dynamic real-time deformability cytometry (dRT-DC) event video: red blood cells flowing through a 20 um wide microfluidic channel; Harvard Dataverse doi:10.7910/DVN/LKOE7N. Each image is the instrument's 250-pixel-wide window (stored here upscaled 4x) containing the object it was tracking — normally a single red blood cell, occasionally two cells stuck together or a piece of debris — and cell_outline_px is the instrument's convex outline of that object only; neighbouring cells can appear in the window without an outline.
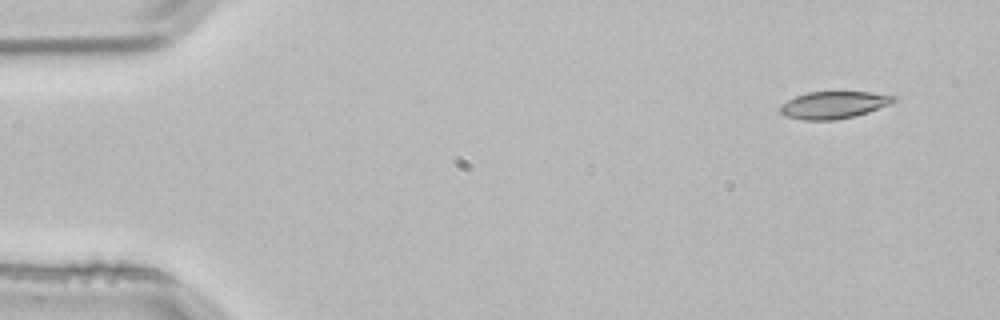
{"species": "common noctule bat (a hibernating species)", "species_latin": "Nyctalus noctula", "temperature_condition": "room temperature", "stored_images_in_passage": 3, "camera_frame_rate_fps": 3000, "um_per_image_px": 0.085, "animal": {"sex": "male", "body_mass_g": 21.5, "forearm_length_mm": 52.0}, "frame": {"image": 1, "passage_image": 1, "time_ms": 0.0, "image_size_px": [1000, 320], "cell_outline_px": [[896, 100], [892, 104], [868, 112], [836, 120], [804, 120], [784, 116], [780, 112], [780, 104], [796, 96], [808, 92], [872, 92], [896, 96]], "centroid_in_image_um": [70.87, 8.92], "position_along_channel_um": 14.1, "area_um2": 18.03}}